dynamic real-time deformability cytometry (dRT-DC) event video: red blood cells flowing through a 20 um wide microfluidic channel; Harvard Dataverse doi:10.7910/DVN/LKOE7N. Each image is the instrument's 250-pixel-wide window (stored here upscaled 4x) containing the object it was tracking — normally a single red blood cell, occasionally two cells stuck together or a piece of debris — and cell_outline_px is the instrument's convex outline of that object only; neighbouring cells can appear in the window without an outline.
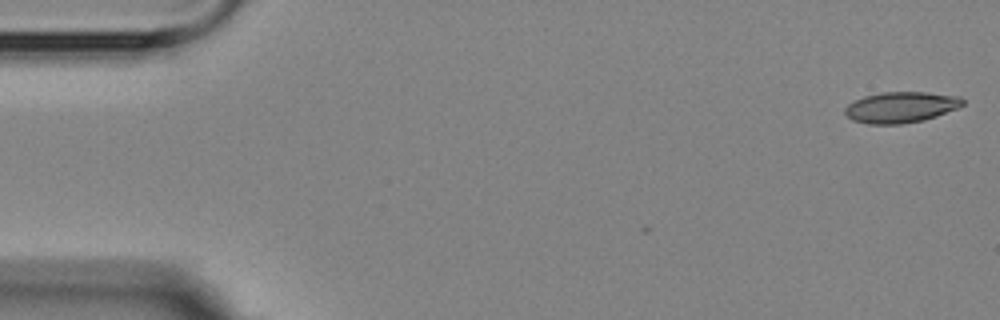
{"species": "Egyptian fruit bat (a non-hibernating species)", "species_latin": "Rousettus aegyptiacus", "temperature_condition": "room temperature", "stored_images_in_passage": 6, "camera_frame_rate_fps": 3000, "um_per_image_px": 0.085, "animal": {"sex": "female"}, "frame": {"image": 1, "passage_image": 1, "time_ms": 0.0, "image_size_px": [1000, 320], "cell_outline_px": [[964, 104], [960, 108], [924, 120], [900, 124], [868, 124], [852, 120], [844, 112], [844, 108], [848, 104], [864, 96], [884, 92], [928, 92], [960, 96], [964, 100]], "centroid_in_image_um": [76.61, 9.11], "position_along_channel_um": 8.4, "area_um2": 21.33}}
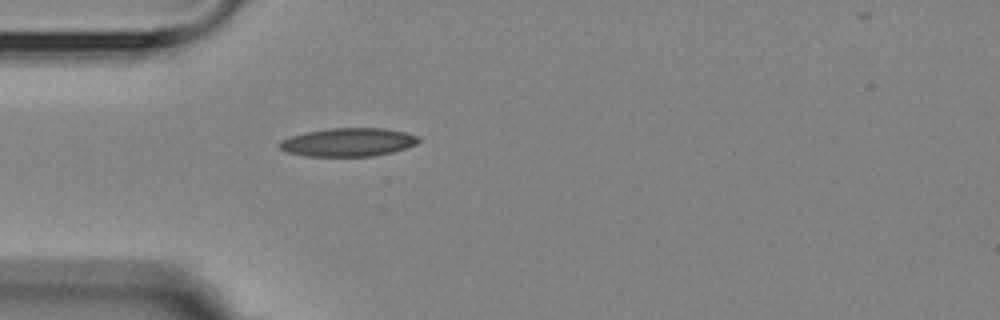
{"frame": {"image": 2, "passage_image": 5, "time_ms": 4.667, "image_size_px": [1000, 320], "cell_outline_px": [[420, 140], [416, 144], [392, 152], [372, 156], [304, 156], [288, 152], [280, 148], [276, 144], [280, 140], [304, 132], [328, 128], [384, 128], [404, 132], [420, 136]], "centroid_in_image_um": [29.57, 12.08], "position_along_channel_um": 55.4, "area_um2": 23.06}}